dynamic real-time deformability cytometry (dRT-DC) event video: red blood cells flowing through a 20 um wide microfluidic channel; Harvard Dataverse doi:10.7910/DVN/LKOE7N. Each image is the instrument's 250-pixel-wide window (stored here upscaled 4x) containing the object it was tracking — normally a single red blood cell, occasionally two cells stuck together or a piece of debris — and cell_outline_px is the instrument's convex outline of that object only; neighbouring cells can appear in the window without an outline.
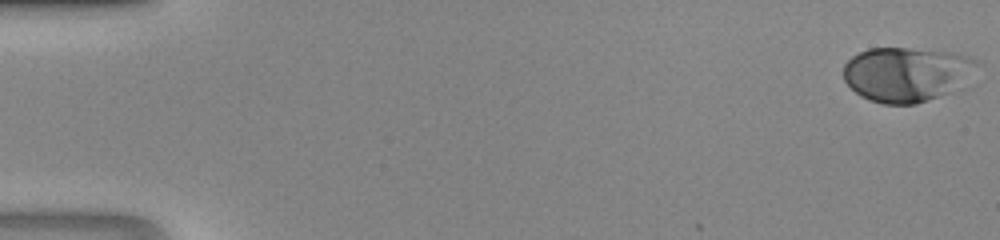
{"species": "human", "species_latin": "Homo sapiens", "temperature_condition": "room temperature", "stored_images_in_passage": 46, "camera_frame_rate_fps": 3000, "um_per_image_px": 0.085, "donor": {"sex": "male"}, "frame": {"image": 1, "passage_image": 1, "time_ms": 0.0, "image_size_px": [1000, 240], "cell_outline_px": [[980, 64], [956, 88], [948, 92], [928, 100], [916, 104], [884, 104], [868, 100], [860, 96], [844, 80], [844, 64], [852, 56], [868, 48], [908, 48], [956, 52], [968, 56], [976, 60]], "centroid_in_image_um": [77.03, 6.29], "position_along_channel_um": 8.0, "area_um2": 42.25}}
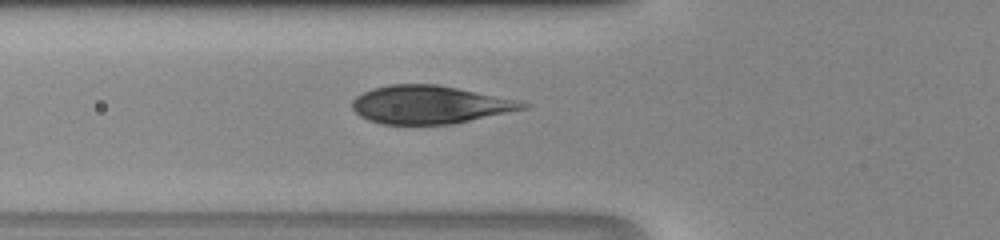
{"frame": {"image": 2, "passage_image": 18, "time_ms": 5.667, "image_size_px": [1000, 240], "cell_outline_px": [[532, 104], [528, 108], [452, 124], [380, 124], [368, 120], [360, 116], [352, 108], [352, 100], [356, 96], [372, 88], [388, 84], [436, 84], [516, 100]], "centroid_in_image_um": [36.49, 8.9], "position_along_channel_um": 89.3, "area_um2": 37.63}}
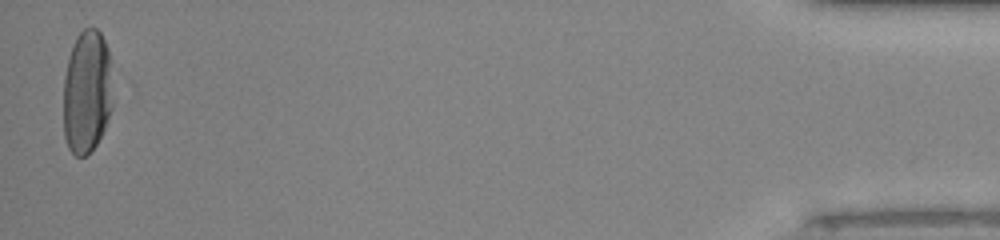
{"frame": {"image": 3, "passage_image": 46, "time_ms": 15.0, "image_size_px": [1000, 240], "cell_outline_px": [[112, 108], [104, 128], [96, 144], [84, 156], [76, 156], [68, 148], [64, 136], [64, 76], [68, 56], [72, 44], [76, 36], [84, 28], [96, 28], [100, 32], [108, 48], [112, 104]], "centroid_in_image_um": [7.36, 7.78], "position_along_channel_um": 427.8, "area_um2": 35.43}}